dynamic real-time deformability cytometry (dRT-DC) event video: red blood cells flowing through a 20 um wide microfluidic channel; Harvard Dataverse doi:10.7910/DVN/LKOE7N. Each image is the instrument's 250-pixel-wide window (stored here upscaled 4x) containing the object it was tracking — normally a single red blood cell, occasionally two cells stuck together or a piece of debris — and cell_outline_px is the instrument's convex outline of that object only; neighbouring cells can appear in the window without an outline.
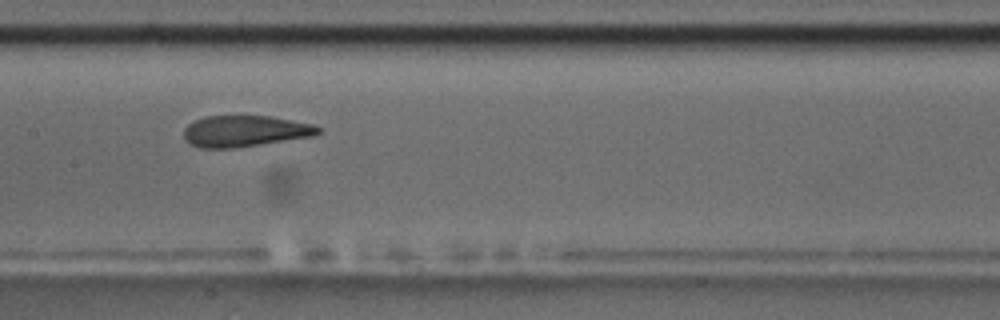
{"species": "common noctule bat (a hibernating species)", "species_latin": "Nyctalus noctula", "temperature_condition": "room temperature", "stored_images_in_passage": 7, "camera_frame_rate_fps": 3000, "um_per_image_px": 0.085, "animal": {"sex": "male", "body_mass_g": 17.5, "forearm_length_mm": 52.3}, "frame": {"image": 1, "passage_image": 4, "time_ms": 3.333, "image_size_px": [1000, 320], "cell_outline_px": [[320, 132], [312, 136], [260, 144], [232, 148], [200, 148], [188, 144], [184, 140], [184, 128], [188, 124], [204, 116], [272, 116], [312, 124], [320, 128]], "centroid_in_image_um": [20.76, 11.14], "position_along_channel_um": 186.6, "area_um2": 24.39}}
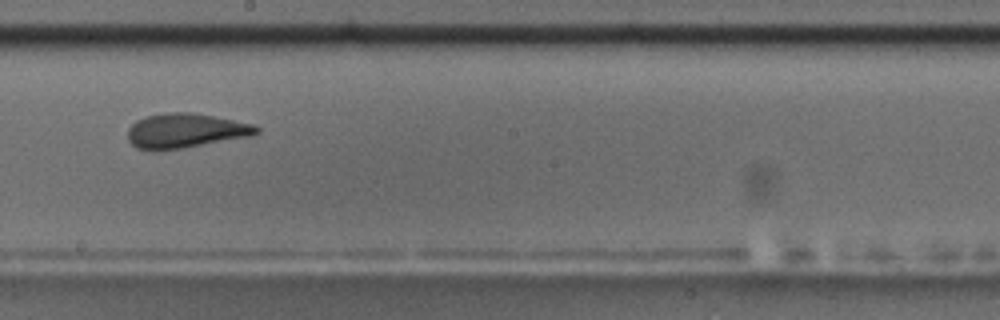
{"frame": {"image": 2, "passage_image": 5, "time_ms": 4.667, "image_size_px": [1000, 320], "cell_outline_px": [[260, 132], [252, 136], [184, 148], [156, 152], [136, 148], [128, 140], [128, 128], [136, 120], [144, 116], [164, 112], [192, 112], [252, 124], [260, 128]], "centroid_in_image_um": [15.72, 11.12], "position_along_channel_um": 232.5, "area_um2": 26.3}}